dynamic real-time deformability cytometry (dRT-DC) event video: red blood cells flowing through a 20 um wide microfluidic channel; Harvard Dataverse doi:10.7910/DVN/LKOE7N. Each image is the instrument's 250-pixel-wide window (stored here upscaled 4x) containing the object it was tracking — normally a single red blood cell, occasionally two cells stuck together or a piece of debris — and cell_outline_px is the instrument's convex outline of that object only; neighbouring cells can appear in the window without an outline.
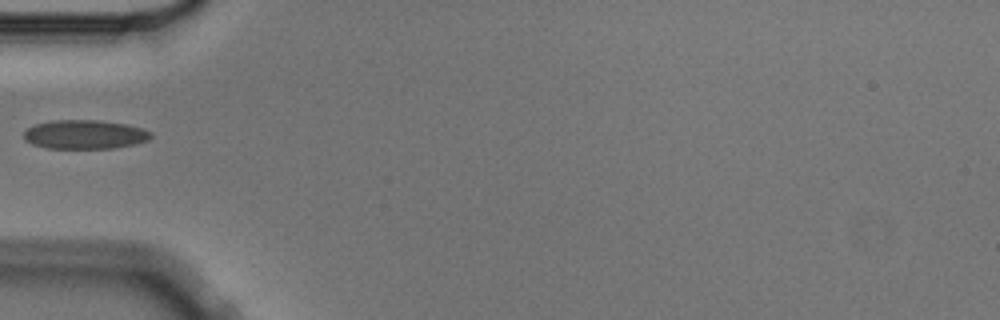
{"species": "Egyptian fruit bat (a non-hibernating species)", "species_latin": "Rousettus aegyptiacus", "temperature_condition": "cold", "stored_images_in_passage": 5, "camera_frame_rate_fps": 3000, "um_per_image_px": 0.085, "animal": {"sex": "male"}, "frame": {"image": 1, "passage_image": 5, "time_ms": 1.333, "image_size_px": [1000, 320], "cell_outline_px": [[152, 136], [148, 140], [136, 144], [112, 148], [48, 148], [32, 144], [24, 140], [24, 132], [28, 128], [36, 124], [52, 120], [100, 120], [128, 124], [152, 132]], "centroid_in_image_um": [7.22, 11.42], "position_along_channel_um": 77.8, "area_um2": 21.5}}